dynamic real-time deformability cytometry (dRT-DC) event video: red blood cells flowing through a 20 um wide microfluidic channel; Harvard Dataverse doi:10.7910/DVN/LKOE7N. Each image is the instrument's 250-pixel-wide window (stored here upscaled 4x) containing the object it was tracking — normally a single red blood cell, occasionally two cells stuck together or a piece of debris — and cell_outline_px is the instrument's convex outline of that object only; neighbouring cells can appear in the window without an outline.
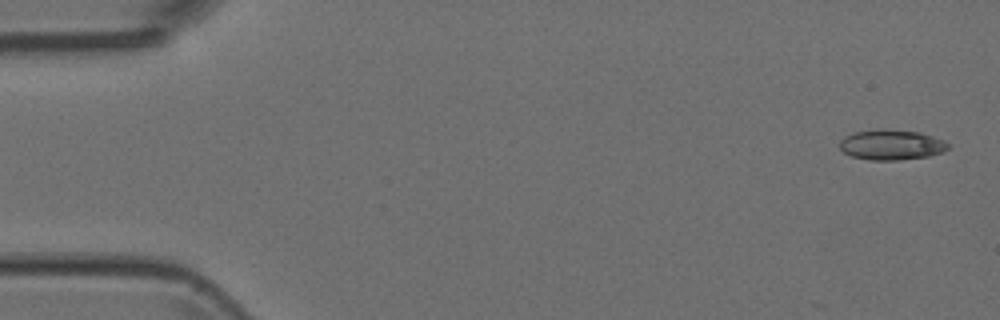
{"species": "Egyptian fruit bat (a non-hibernating species)", "species_latin": "Rousettus aegyptiacus", "temperature_condition": "room temperature", "stored_images_in_passage": 5, "camera_frame_rate_fps": 3000, "um_per_image_px": 0.085, "animal": {"sex": "female"}, "frame": {"image": 1, "passage_image": 1, "time_ms": 0.0, "image_size_px": [1000, 320], "cell_outline_px": [[948, 148], [940, 152], [928, 156], [896, 160], [868, 160], [852, 156], [844, 152], [840, 148], [840, 140], [844, 136], [852, 132], [880, 128], [888, 128], [920, 132], [944, 140], [948, 144]], "centroid_in_image_um": [75.72, 12.28], "position_along_channel_um": 9.3, "area_um2": 19.25}}
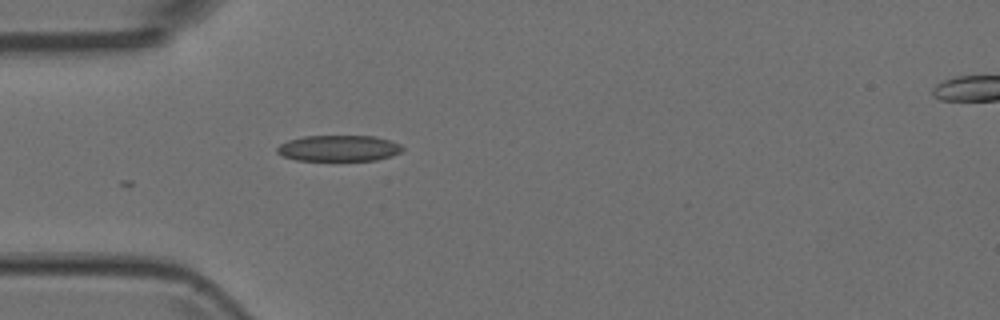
{"frame": {"image": 2, "passage_image": 5, "time_ms": 1.333, "image_size_px": [1000, 320], "cell_outline_px": [[404, 148], [400, 152], [392, 156], [376, 160], [296, 160], [284, 156], [276, 152], [276, 148], [280, 144], [288, 140], [304, 136], [376, 136], [400, 144]], "centroid_in_image_um": [28.79, 12.6], "position_along_channel_um": 56.2, "area_um2": 18.96}}